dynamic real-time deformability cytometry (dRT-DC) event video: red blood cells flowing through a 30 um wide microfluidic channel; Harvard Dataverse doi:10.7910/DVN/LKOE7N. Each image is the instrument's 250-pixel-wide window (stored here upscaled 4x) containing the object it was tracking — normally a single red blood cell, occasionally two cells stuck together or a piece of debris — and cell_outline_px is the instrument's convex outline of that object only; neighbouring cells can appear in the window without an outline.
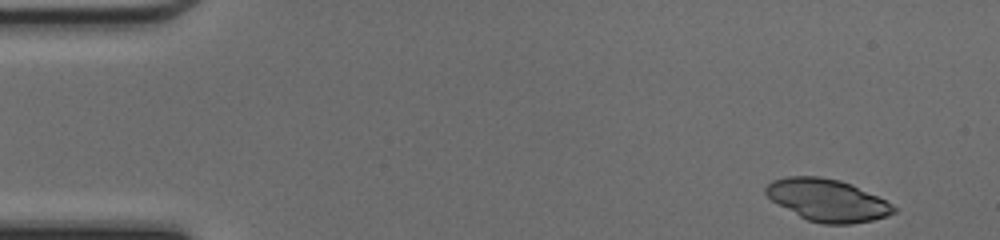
{"species": "common noctule bat (a hibernating species)", "species_latin": "Nyctalus noctula", "temperature_condition": "cold", "stored_images_in_passage": 36, "camera_frame_rate_fps": 3000, "um_per_image_px": 0.085, "animal": {"sex": "female", "body_mass_g": 17.0, "forearm_length_mm": 48.0}, "frame": {"image": 1, "passage_image": 1, "time_ms": 0.0, "image_size_px": [1000, 240], "cell_outline_px": [[896, 212], [872, 220], [852, 224], [824, 224], [808, 220], [800, 216], [772, 200], [764, 192], [764, 188], [772, 180], [788, 176], [820, 176], [840, 180], [852, 184], [892, 204], [896, 208]], "centroid_in_image_um": [70.31, 17.0], "position_along_channel_um": 14.7, "area_um2": 31.1}}
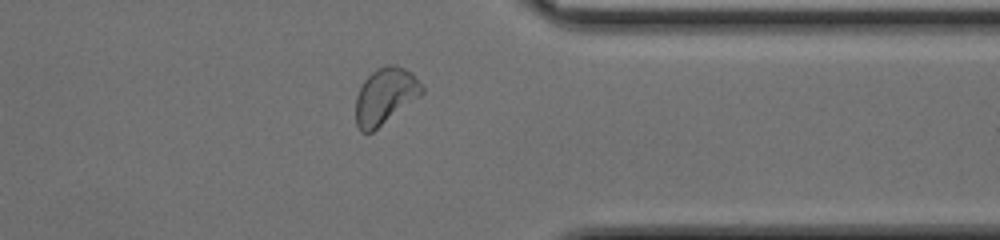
{"frame": {"image": 2, "passage_image": 34, "time_ms": 11.0, "image_size_px": [1000, 240], "cell_outline_px": [[424, 92], [420, 96], [372, 132], [360, 132], [356, 124], [356, 96], [364, 80], [376, 68], [388, 64], [396, 64], [412, 72], [424, 88]], "centroid_in_image_um": [32.74, 8.14], "position_along_channel_um": 378.7, "area_um2": 21.68}}